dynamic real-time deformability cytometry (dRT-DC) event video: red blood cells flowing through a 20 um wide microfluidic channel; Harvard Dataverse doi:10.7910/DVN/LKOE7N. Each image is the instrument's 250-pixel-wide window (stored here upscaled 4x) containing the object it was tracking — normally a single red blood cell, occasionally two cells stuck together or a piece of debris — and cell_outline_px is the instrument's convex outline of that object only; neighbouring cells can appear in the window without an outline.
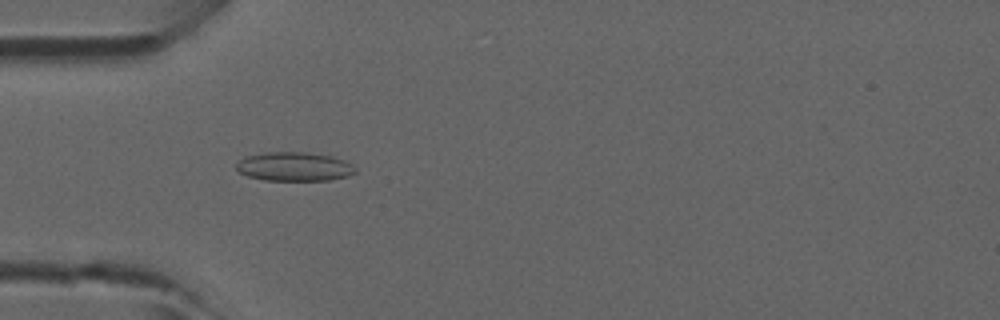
{"species": "common noctule bat (a hibernating species)", "species_latin": "Nyctalus noctula", "temperature_condition": "room temperature", "stored_images_in_passage": 5, "camera_frame_rate_fps": 3000, "um_per_image_px": 0.085, "animal": {"sex": "male", "forearm_length_mm": 52.5}, "frame": {"image": 1, "passage_image": 3, "time_ms": 0.667, "image_size_px": [1000, 320], "cell_outline_px": [[356, 172], [348, 176], [328, 180], [264, 180], [248, 176], [240, 172], [236, 168], [236, 164], [244, 156], [264, 152], [304, 152], [332, 156], [344, 160], [352, 164], [356, 168]], "centroid_in_image_um": [25.01, 14.15], "position_along_channel_um": 60.0, "area_um2": 20.11}}
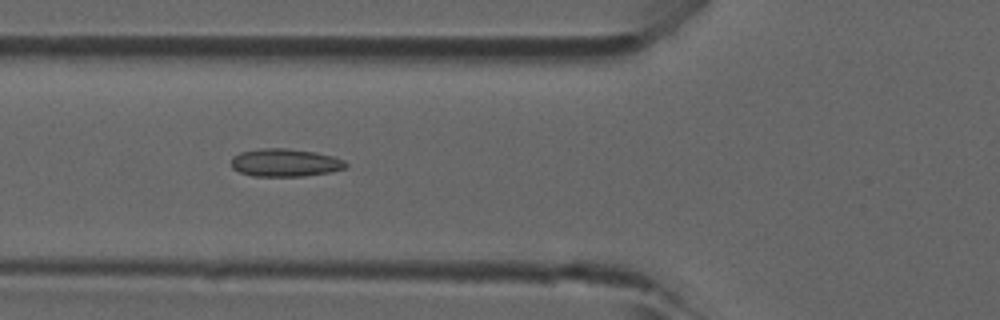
{"frame": {"image": 2, "passage_image": 4, "time_ms": 1.0, "image_size_px": [1000, 320], "cell_outline_px": [[348, 164], [344, 168], [328, 172], [304, 176], [252, 176], [240, 172], [232, 168], [232, 156], [240, 152], [260, 148], [288, 148], [316, 152], [332, 156], [344, 160]], "centroid_in_image_um": [24.21, 13.82], "position_along_channel_um": 101.6, "area_um2": 18.61}}
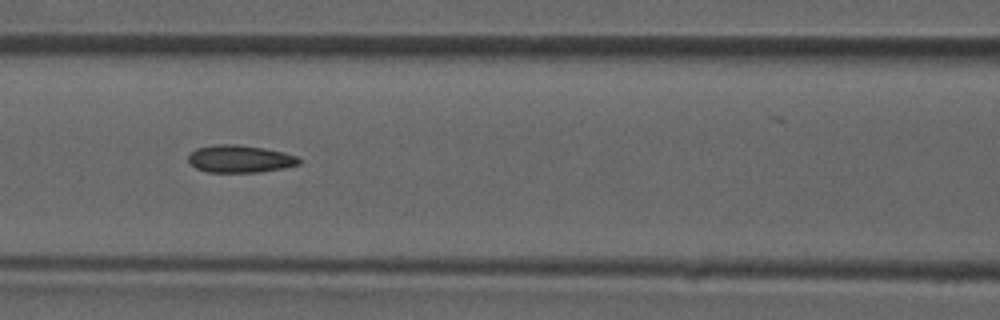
{"frame": {"image": 3, "passage_image": 5, "time_ms": 1.333, "image_size_px": [1000, 320], "cell_outline_px": [[300, 164], [284, 168], [260, 172], [208, 172], [196, 168], [188, 160], [188, 156], [196, 148], [216, 144], [236, 144], [264, 148], [284, 152], [296, 156], [300, 160]], "centroid_in_image_um": [20.4, 13.5], "position_along_channel_um": 146.2, "area_um2": 17.69}}